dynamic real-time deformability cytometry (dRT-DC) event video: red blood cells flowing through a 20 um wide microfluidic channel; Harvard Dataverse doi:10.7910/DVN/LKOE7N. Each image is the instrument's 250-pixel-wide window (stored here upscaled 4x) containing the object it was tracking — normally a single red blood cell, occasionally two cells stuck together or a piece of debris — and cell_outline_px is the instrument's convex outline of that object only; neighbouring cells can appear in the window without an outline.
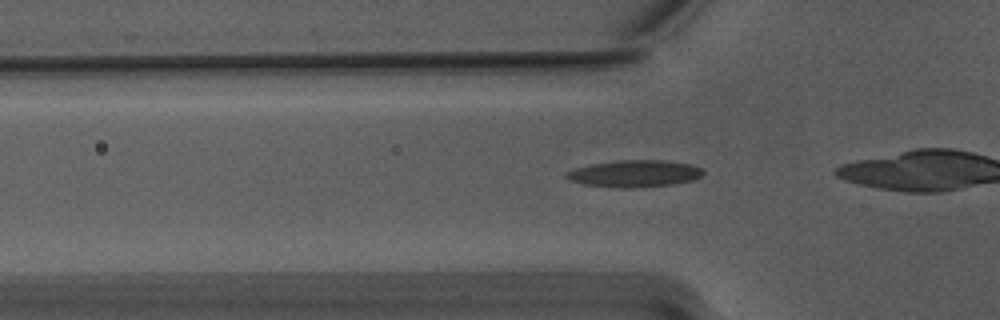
{"species": "Egyptian fruit bat (a non-hibernating species)", "species_latin": "Rousettus aegyptiacus", "temperature_condition": "warm", "stored_images_in_passage": 26, "camera_frame_rate_fps": 3000, "um_per_image_px": 0.085, "animal": {"sex": "male"}, "frame": {"image": 1, "passage_image": 8, "time_ms": 2.333, "image_size_px": [1000, 320], "cell_outline_px": [[704, 172], [700, 176], [692, 180], [672, 184], [636, 188], [616, 188], [584, 184], [572, 180], [564, 176], [568, 172], [576, 168], [592, 164], [620, 160], [660, 160], [688, 164], [700, 168]], "centroid_in_image_um": [53.93, 14.76], "position_along_channel_um": 71.9, "area_um2": 21.1}}
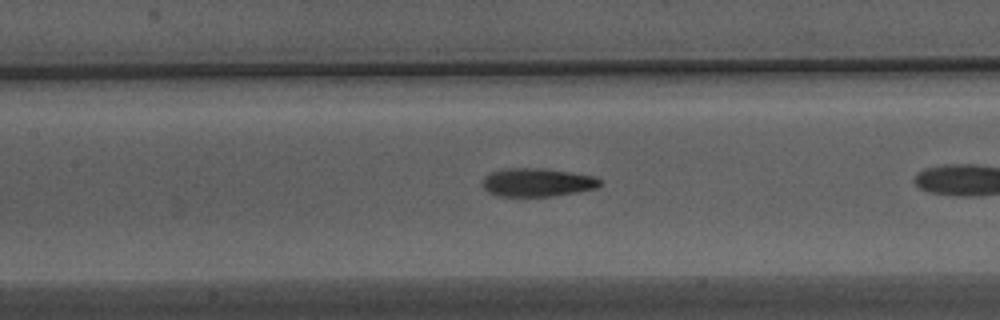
{"frame": {"image": 2, "passage_image": 15, "time_ms": 4.667, "image_size_px": [1000, 320], "cell_outline_px": [[600, 184], [596, 188], [576, 192], [552, 196], [496, 196], [488, 192], [484, 188], [480, 180], [484, 176], [492, 172], [504, 168], [540, 168], [596, 176], [600, 180]], "centroid_in_image_um": [45.61, 15.5], "position_along_channel_um": 161.8, "area_um2": 19.42}}
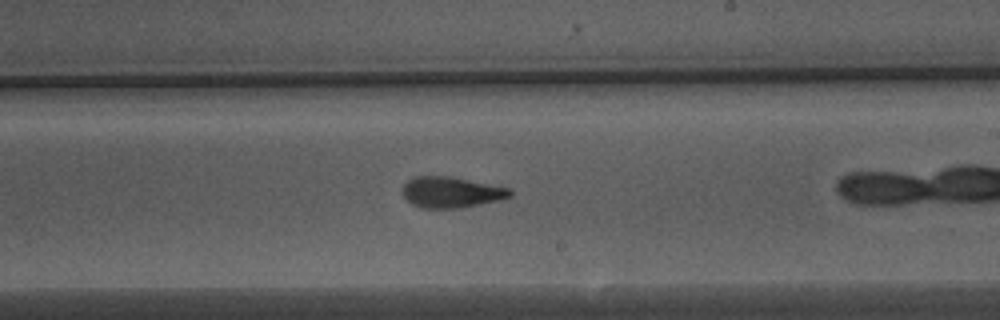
{"frame": {"image": 3, "passage_image": 22, "time_ms": 7.0, "image_size_px": [1000, 320], "cell_outline_px": [[512, 196], [500, 200], [460, 208], [420, 208], [412, 204], [404, 196], [404, 184], [412, 176], [448, 176], [512, 188]], "centroid_in_image_um": [38.38, 16.34], "position_along_channel_um": 250.6, "area_um2": 19.36}}